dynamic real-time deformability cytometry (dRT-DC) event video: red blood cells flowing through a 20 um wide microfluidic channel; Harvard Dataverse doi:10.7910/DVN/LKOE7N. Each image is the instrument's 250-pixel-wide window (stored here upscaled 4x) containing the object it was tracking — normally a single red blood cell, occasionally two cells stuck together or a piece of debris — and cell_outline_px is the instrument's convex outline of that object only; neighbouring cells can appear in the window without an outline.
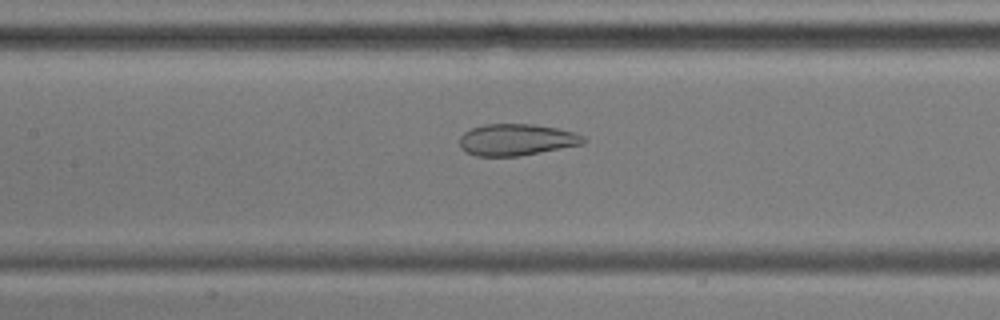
{"species": "common noctule bat (a hibernating species)", "species_latin": "Nyctalus noctula", "temperature_condition": "cold", "stored_images_in_passage": 54, "camera_frame_rate_fps": 3000, "um_per_image_px": 0.085, "animal": {"sex": "male", "body_mass_g": 17.9, "forearm_length_mm": 54.2}, "frame": {"image": 1, "passage_image": 24, "time_ms": 7.667, "image_size_px": [1000, 320], "cell_outline_px": [[588, 140], [584, 144], [520, 156], [476, 156], [460, 148], [460, 136], [464, 132], [472, 128], [484, 124], [532, 124], [556, 128], [572, 132], [584, 136]], "centroid_in_image_um": [43.91, 11.88], "position_along_channel_um": 163.5, "area_um2": 22.83}}
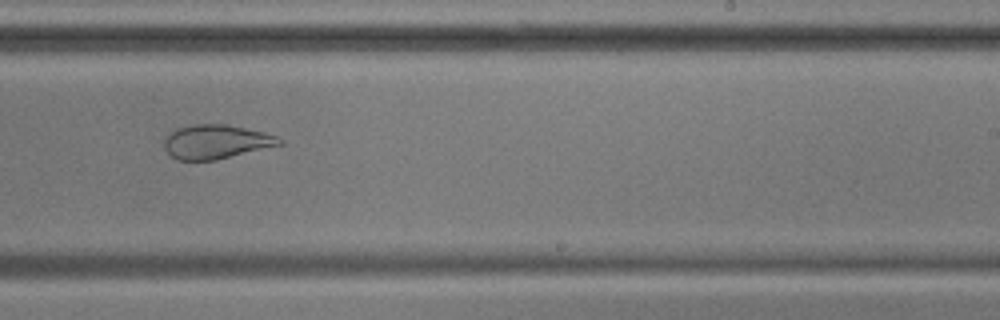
{"frame": {"image": 2, "passage_image": 33, "time_ms": 10.667, "image_size_px": [1000, 320], "cell_outline_px": [[284, 144], [216, 160], [176, 160], [164, 148], [164, 136], [168, 132], [176, 128], [192, 124], [228, 124], [264, 132], [276, 136], [284, 140]], "centroid_in_image_um": [18.35, 12.04], "position_along_channel_um": 270.6, "area_um2": 23.18}}
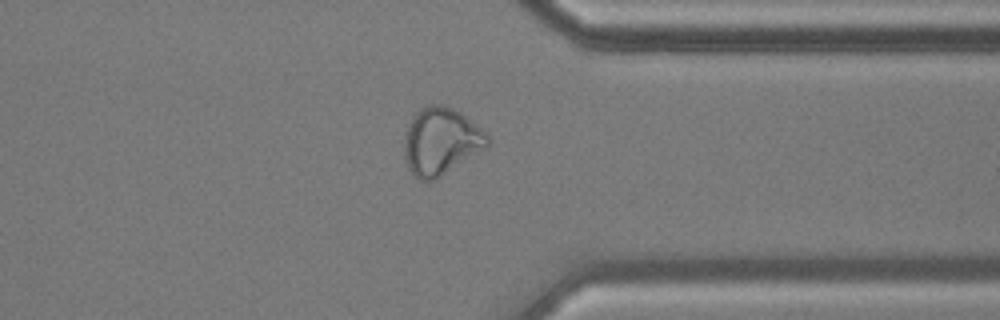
{"frame": {"image": 3, "passage_image": 42, "time_ms": 13.667, "image_size_px": [1000, 320], "cell_outline_px": [[488, 148], [440, 176], [432, 180], [420, 180], [408, 168], [404, 156], [404, 140], [408, 124], [412, 116], [420, 108], [428, 104], [440, 104], [452, 108], [460, 112], [488, 132]], "centroid_in_image_um": [37.49, 11.98], "position_along_channel_um": 373.9, "area_um2": 32.71}}